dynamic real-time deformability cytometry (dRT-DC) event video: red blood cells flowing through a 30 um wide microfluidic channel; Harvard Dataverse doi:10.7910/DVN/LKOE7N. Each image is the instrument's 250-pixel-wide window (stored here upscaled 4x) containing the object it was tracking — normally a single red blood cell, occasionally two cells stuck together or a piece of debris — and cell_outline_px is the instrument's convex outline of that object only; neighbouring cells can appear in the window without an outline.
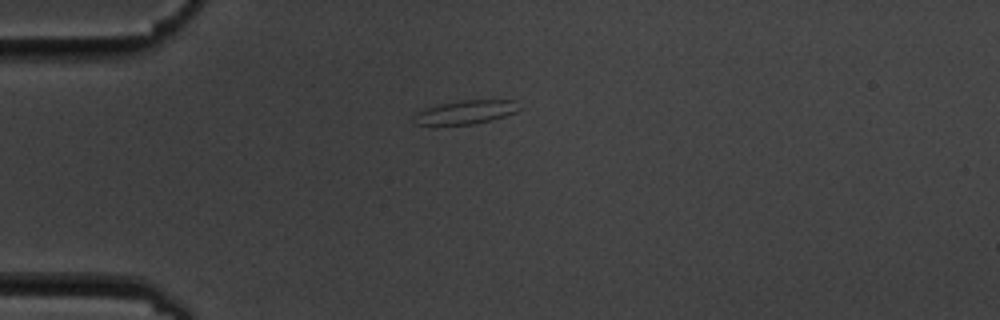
{"species": "common noctule bat (a hibernating species)", "species_latin": "Nyctalus noctula", "temperature_condition": "cold", "stored_images_in_passage": 12, "camera_frame_rate_fps": 3000, "um_per_image_px": 0.085, "animal": {"sex": "male", "body_mass_g": 19.5, "forearm_length_mm": 54.6}, "frame": {"image": 1, "passage_image": 1, "time_ms": 0.0, "image_size_px": [1000, 320], "cell_outline_px": [[524, 108], [516, 112], [504, 116], [472, 124], [412, 124], [412, 120], [416, 112], [424, 108], [440, 104], [460, 100], [516, 100]], "centroid_in_image_um": [39.6, 9.51], "position_along_channel_um": 45.4, "area_um2": 14.57}}
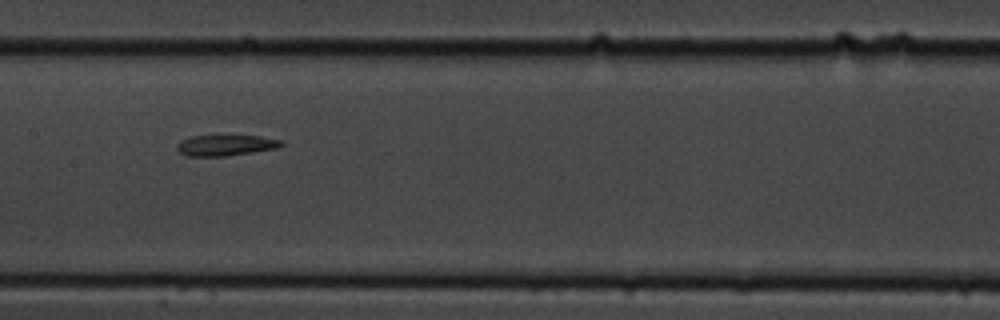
{"frame": {"image": 2, "passage_image": 5, "time_ms": 4.667, "image_size_px": [1000, 320], "cell_outline_px": [[284, 144], [280, 148], [224, 156], [188, 156], [180, 152], [176, 148], [176, 144], [180, 140], [192, 136], [260, 136], [280, 140]], "centroid_in_image_um": [19.17, 12.35], "position_along_channel_um": 188.2, "area_um2": 12.6}}
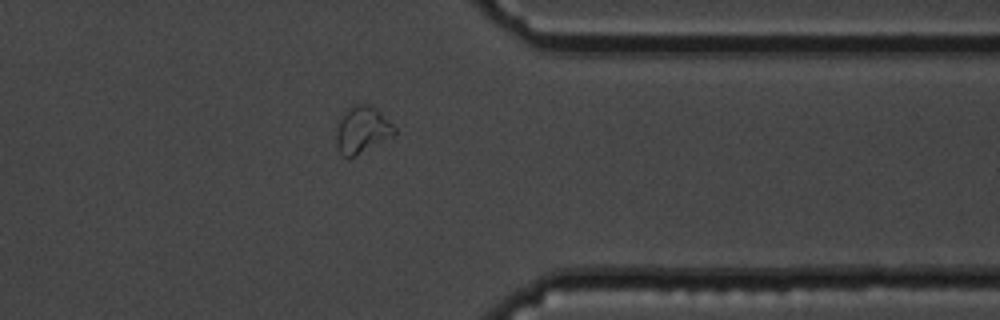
{"frame": {"image": 3, "passage_image": 10, "time_ms": 10.333, "image_size_px": [1000, 320], "cell_outline_px": [[396, 136], [352, 156], [344, 156], [340, 152], [336, 144], [336, 128], [340, 116], [348, 108], [356, 104], [372, 104], [396, 128]], "centroid_in_image_um": [30.79, 11.0], "position_along_channel_um": 380.6, "area_um2": 15.9}, "authors_computed_cell_mechanics": {"area_um2": 13.7275, "velocity_mm_per_s": 3.5131, "shape_relaxation_time_tau1_ms": null, "shape_relaxation_time_tau2_ms": 3.9333, "deformation_change_tau1": null, "deformation_change_tau2": 0.0912}}